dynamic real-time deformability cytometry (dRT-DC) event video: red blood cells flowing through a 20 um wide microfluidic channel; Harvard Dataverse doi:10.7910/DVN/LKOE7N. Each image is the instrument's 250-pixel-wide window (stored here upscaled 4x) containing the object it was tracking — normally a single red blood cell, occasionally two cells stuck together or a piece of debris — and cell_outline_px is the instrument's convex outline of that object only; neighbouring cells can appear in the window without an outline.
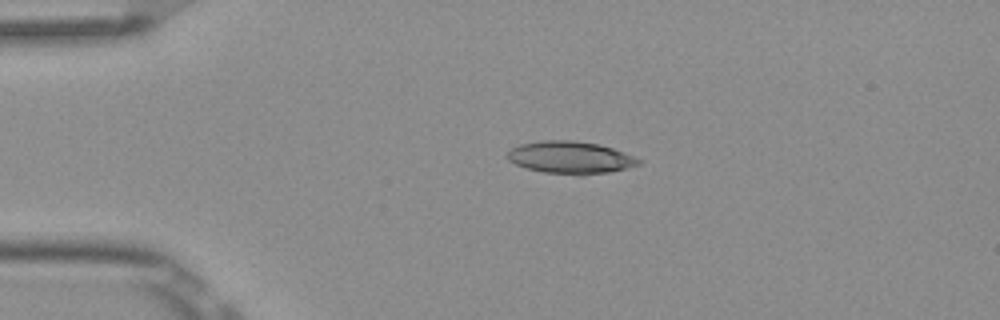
{"species": "Egyptian fruit bat (a non-hibernating species)", "species_latin": "Rousettus aegyptiacus", "temperature_condition": "room temperature", "stored_images_in_passage": 5, "camera_frame_rate_fps": 3000, "um_per_image_px": 0.085, "frame": {"image": 1, "passage_image": 4, "time_ms": 1.0, "image_size_px": [1000, 320], "cell_outline_px": [[640, 164], [628, 168], [608, 172], [584, 176], [576, 176], [544, 172], [524, 168], [508, 160], [508, 152], [512, 148], [520, 144], [540, 140], [572, 140], [600, 144], [624, 152], [640, 160]], "centroid_in_image_um": [48.48, 13.4], "position_along_channel_um": 36.5, "area_um2": 24.97}}